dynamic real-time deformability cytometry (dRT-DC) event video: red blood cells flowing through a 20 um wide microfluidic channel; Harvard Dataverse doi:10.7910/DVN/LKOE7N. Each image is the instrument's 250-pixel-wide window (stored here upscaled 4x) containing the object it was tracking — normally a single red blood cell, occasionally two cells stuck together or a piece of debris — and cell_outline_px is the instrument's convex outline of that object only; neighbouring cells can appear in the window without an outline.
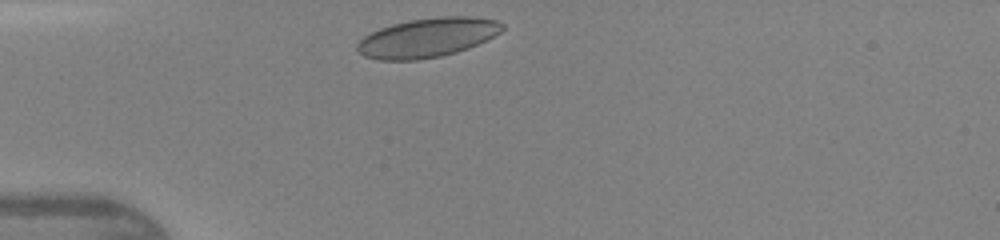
{"species": "human", "species_latin": "Homo sapiens", "temperature_condition": "warm", "stored_images_in_passage": 27, "camera_frame_rate_fps": 3000, "um_per_image_px": 0.085, "donor": {"sex": "female"}, "frame": {"image": 1, "passage_image": 1, "time_ms": 0.0, "image_size_px": [1000, 240], "cell_outline_px": [[504, 28], [500, 32], [468, 48], [456, 52], [440, 56], [416, 60], [380, 60], [364, 56], [356, 48], [356, 44], [364, 36], [380, 28], [392, 24], [408, 20], [440, 16], [472, 16], [496, 20], [504, 24]], "centroid_in_image_um": [36.32, 3.19], "position_along_channel_um": 48.7, "area_um2": 33.0}}
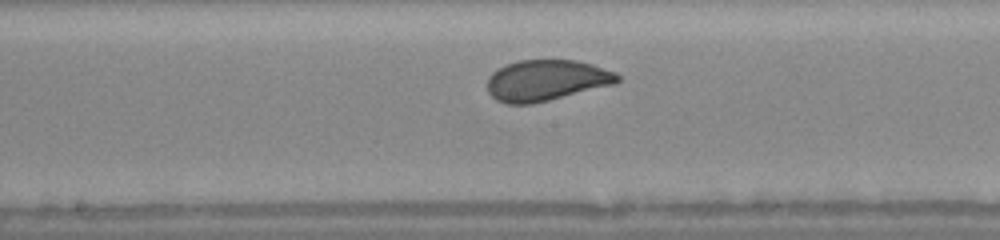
{"frame": {"image": 2, "passage_image": 13, "time_ms": 4.0, "image_size_px": [1000, 240], "cell_outline_px": [[620, 80], [616, 84], [532, 104], [508, 104], [496, 100], [488, 92], [488, 76], [492, 72], [508, 64], [520, 60], [576, 60], [592, 64], [616, 72], [620, 76]], "centroid_in_image_um": [46.46, 6.83], "position_along_channel_um": 201.7, "area_um2": 31.1}}
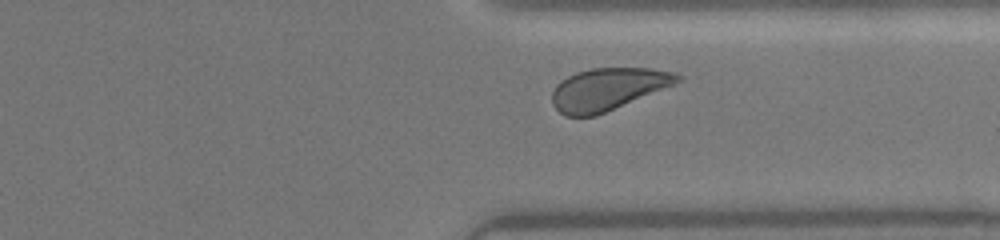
{"frame": {"image": 3, "passage_image": 24, "time_ms": 7.667, "image_size_px": [1000, 240], "cell_outline_px": [[684, 80], [596, 116], [564, 116], [552, 104], [552, 92], [556, 84], [560, 80], [576, 72], [592, 68], [652, 68], [676, 72]], "centroid_in_image_um": [51.66, 7.57], "position_along_channel_um": 359.7, "area_um2": 30.87}, "authors_computed_cell_mechanics": {"area_um2": 31.3276, "velocity_mm_per_s": 4.3121, "shape_relaxation_time_tau1_ms": 3.0247, "shape_relaxation_time_tau2_ms": null, "deformation_change_tau1": 0.1158, "deformation_change_tau2": null}}